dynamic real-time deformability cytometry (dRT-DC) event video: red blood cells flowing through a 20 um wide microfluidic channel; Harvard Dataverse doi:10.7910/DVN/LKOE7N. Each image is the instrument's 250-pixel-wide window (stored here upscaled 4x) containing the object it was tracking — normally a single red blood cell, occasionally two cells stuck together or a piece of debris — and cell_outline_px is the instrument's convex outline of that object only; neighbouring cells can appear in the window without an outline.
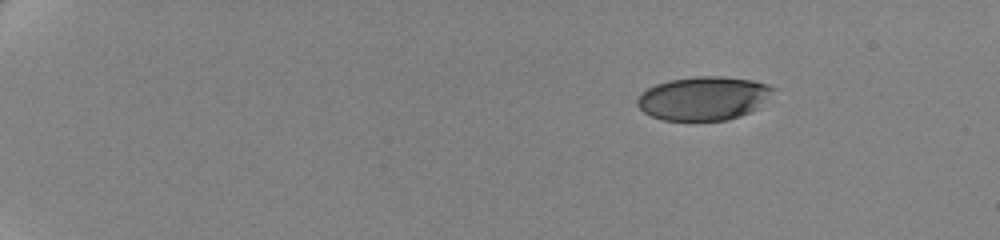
{"species": "human", "species_latin": "Homo sapiens", "temperature_condition": "cold", "stored_images_in_passage": 52, "camera_frame_rate_fps": 3000, "um_per_image_px": 0.085, "donor": {"sex": "female"}, "frame": {"image": 1, "passage_image": 1, "time_ms": 0.0, "image_size_px": [1000, 240], "cell_outline_px": [[776, 88], [760, 108], [740, 116], [728, 120], [664, 120], [652, 116], [644, 112], [636, 104], [636, 100], [648, 88], [656, 84], [672, 80], [696, 76], [720, 76], [752, 80], [768, 84]], "centroid_in_image_um": [59.85, 8.36], "position_along_channel_um": 25.2, "area_um2": 34.51}}
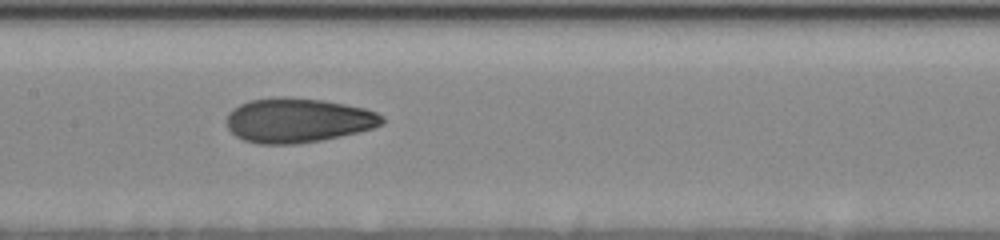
{"frame": {"image": 2, "passage_image": 26, "time_ms": 8.333, "image_size_px": [1000, 240], "cell_outline_px": [[384, 124], [372, 128], [340, 136], [320, 140], [296, 144], [256, 144], [244, 140], [236, 136], [228, 128], [228, 112], [232, 108], [240, 104], [252, 100], [280, 96], [288, 96], [324, 100], [364, 108], [376, 112], [384, 116]], "centroid_in_image_um": [25.32, 10.22], "position_along_channel_um": 182.1, "area_um2": 40.34}}
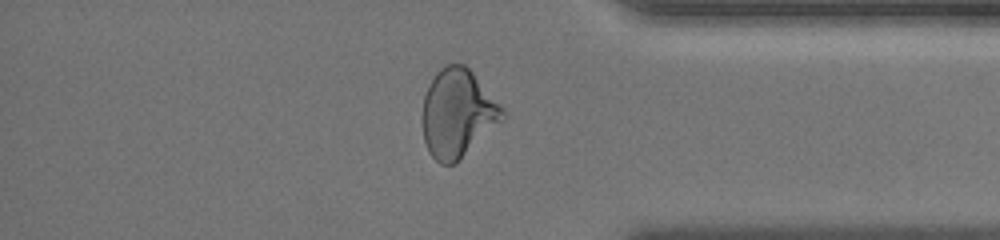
{"frame": {"image": 3, "passage_image": 45, "time_ms": 14.667, "image_size_px": [1000, 240], "cell_outline_px": [[508, 116], [456, 164], [440, 164], [428, 152], [424, 140], [420, 116], [424, 96], [436, 72], [444, 64], [464, 64], [472, 72], [504, 108]], "centroid_in_image_um": [38.89, 9.66], "position_along_channel_um": 396.3, "area_um2": 41.67}, "authors_computed_cell_mechanics": {"area_um2": 39.2173, "velocity_mm_per_s": 3.4973, "shape_relaxation_time_tau1_ms": 6.1837, "shape_relaxation_time_tau2_ms": 1.5611, "deformation_change_tau1": 0.1857, "deformation_change_tau2": 0.0736}}